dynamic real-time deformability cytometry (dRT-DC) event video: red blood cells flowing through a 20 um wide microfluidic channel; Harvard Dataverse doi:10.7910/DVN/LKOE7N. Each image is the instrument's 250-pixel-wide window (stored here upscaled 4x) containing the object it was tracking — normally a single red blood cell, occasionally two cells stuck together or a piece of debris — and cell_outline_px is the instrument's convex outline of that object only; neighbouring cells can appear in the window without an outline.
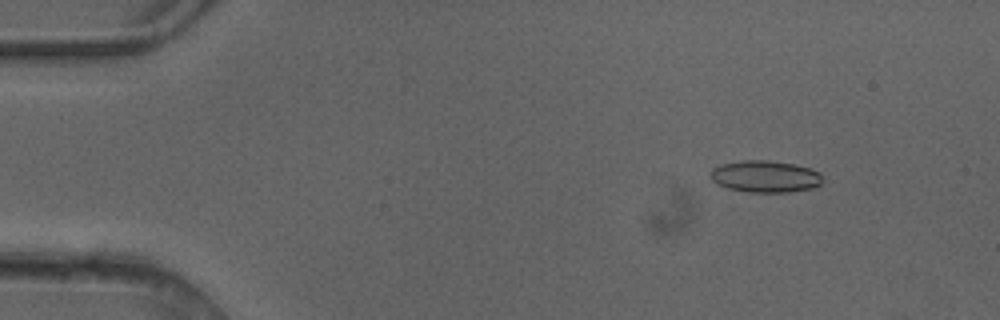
{"species": "common noctule bat (a hibernating species)", "species_latin": "Nyctalus noctula", "temperature_condition": "cold", "stored_images_in_passage": 4, "camera_frame_rate_fps": 3000, "um_per_image_px": 0.085, "animal": {"sex": "female"}, "frame": {"image": 1, "passage_image": 2, "time_ms": 0.333, "image_size_px": [1000, 320], "cell_outline_px": [[820, 184], [812, 188], [788, 192], [748, 192], [728, 188], [716, 184], [712, 180], [712, 168], [720, 164], [744, 160], [764, 160], [792, 164], [808, 168], [820, 172]], "centroid_in_image_um": [65.0, 15.0], "position_along_channel_um": 20.0, "area_um2": 20.52}}
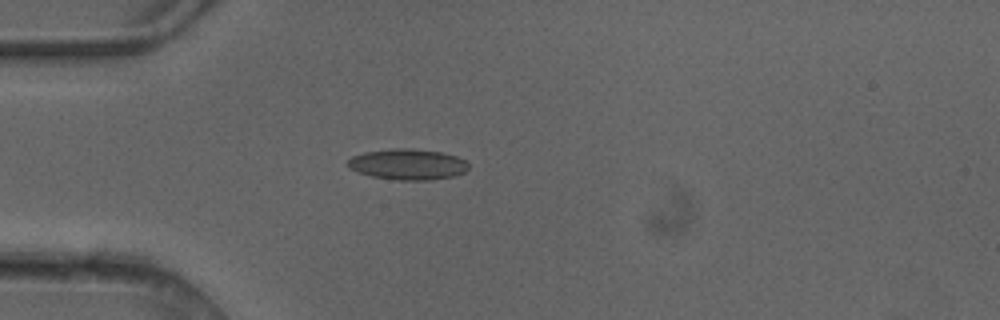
{"frame": {"image": 2, "passage_image": 4, "time_ms": 1.0, "image_size_px": [1000, 320], "cell_outline_px": [[468, 168], [464, 172], [456, 176], [432, 180], [396, 180], [372, 176], [356, 172], [348, 168], [348, 160], [352, 156], [364, 152], [392, 148], [412, 148], [444, 152], [456, 156], [464, 160], [468, 164]], "centroid_in_image_um": [34.66, 13.96], "position_along_channel_um": 50.3, "area_um2": 21.96}}